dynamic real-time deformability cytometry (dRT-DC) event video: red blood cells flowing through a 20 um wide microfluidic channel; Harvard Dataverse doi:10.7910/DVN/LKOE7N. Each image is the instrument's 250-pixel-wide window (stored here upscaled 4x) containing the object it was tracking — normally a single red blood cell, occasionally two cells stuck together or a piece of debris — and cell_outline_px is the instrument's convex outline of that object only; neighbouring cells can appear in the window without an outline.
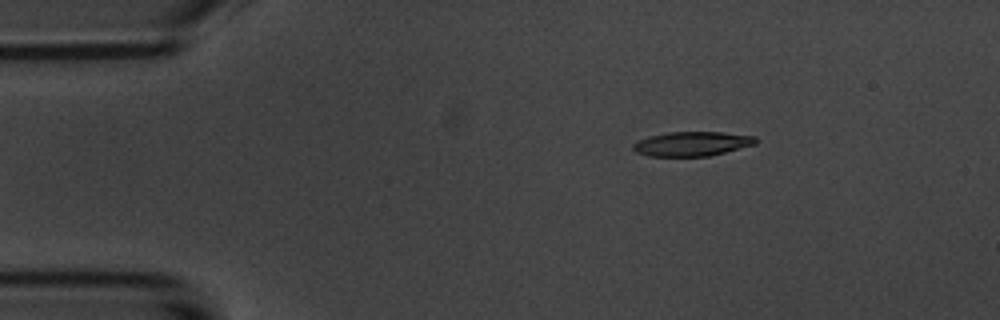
{"species": "common noctule bat (a hibernating species)", "species_latin": "Nyctalus noctula", "temperature_condition": "room temperature", "stored_images_in_passage": 5, "segment_of_instrument_passage": [1, 2], "camera_frame_rate_fps": 3000, "um_per_image_px": 0.085, "animal": {"sex": "male", "body_mass_g": 20.1, "forearm_length_mm": 53.5}, "frame": {"image": 1, "passage_image": 2, "time_ms": 1.333, "image_size_px": [1000, 320], "cell_outline_px": [[756, 144], [708, 156], [648, 156], [636, 152], [632, 148], [632, 144], [648, 136], [668, 132], [720, 132], [756, 136]], "centroid_in_image_um": [58.8, 12.22], "position_along_channel_um": 26.2, "area_um2": 17.34}}
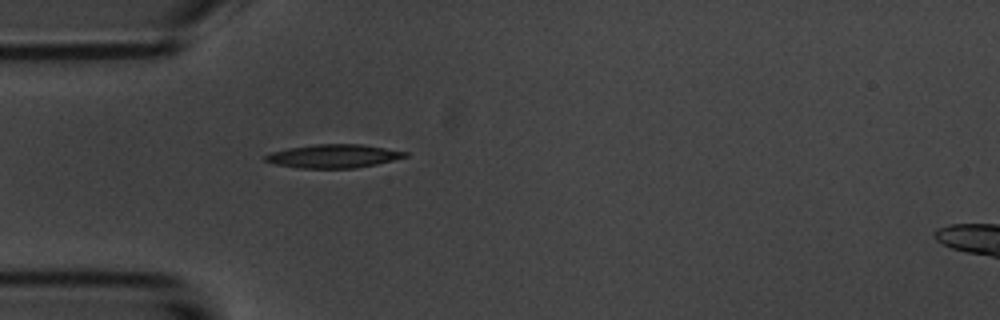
{"frame": {"image": 2, "passage_image": 4, "time_ms": 3.667, "image_size_px": [1000, 320], "cell_outline_px": [[408, 156], [376, 164], [356, 168], [300, 168], [276, 164], [264, 160], [264, 156], [272, 152], [288, 148], [316, 144], [360, 144], [408, 152]], "centroid_in_image_um": [28.34, 13.27], "position_along_channel_um": 56.7, "area_um2": 18.9}}